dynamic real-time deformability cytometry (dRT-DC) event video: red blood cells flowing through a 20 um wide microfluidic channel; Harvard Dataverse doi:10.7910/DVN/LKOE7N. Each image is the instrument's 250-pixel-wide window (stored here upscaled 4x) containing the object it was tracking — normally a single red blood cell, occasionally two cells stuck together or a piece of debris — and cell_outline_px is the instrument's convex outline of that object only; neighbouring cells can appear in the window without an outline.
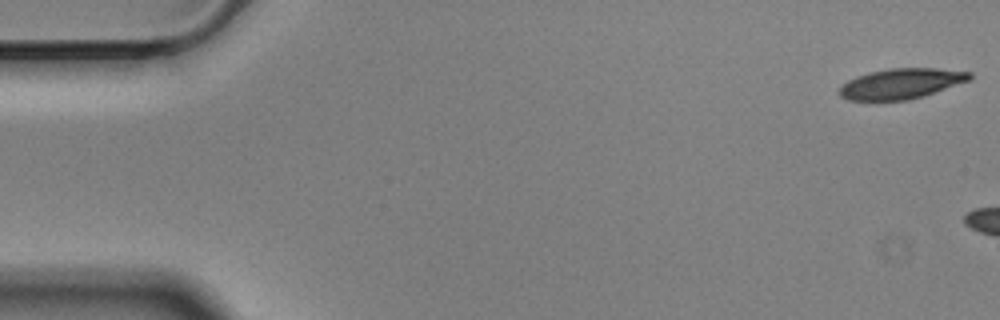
{"species": "Egyptian fruit bat (a non-hibernating species)", "species_latin": "Rousettus aegyptiacus", "temperature_condition": "cold", "stored_images_in_passage": 6, "camera_frame_rate_fps": 3000, "um_per_image_px": 0.085, "animal": {"sex": "male"}, "frame": {"image": 1, "passage_image": 1, "time_ms": 0.0, "image_size_px": [1000, 320], "cell_outline_px": [[972, 80], [924, 96], [908, 100], [848, 100], [840, 96], [840, 88], [848, 80], [856, 76], [868, 72], [888, 68], [936, 68], [972, 72]], "centroid_in_image_um": [76.65, 7.1], "position_along_channel_um": 8.4, "area_um2": 23.18}}